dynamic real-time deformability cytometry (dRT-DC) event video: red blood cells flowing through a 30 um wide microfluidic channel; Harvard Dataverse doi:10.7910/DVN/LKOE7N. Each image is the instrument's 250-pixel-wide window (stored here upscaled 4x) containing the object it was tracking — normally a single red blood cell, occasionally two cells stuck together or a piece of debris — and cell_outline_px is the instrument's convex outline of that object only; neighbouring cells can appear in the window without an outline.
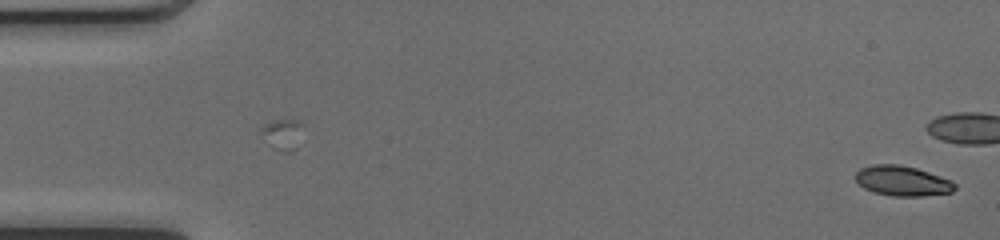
{"species": "common noctule bat (a hibernating species)", "species_latin": "Nyctalus noctula", "temperature_condition": "cold", "stored_images_in_passage": 51, "camera_frame_rate_fps": 3000, "um_per_image_px": 0.085, "animal": {"sex": "female", "body_mass_g": 17.0, "forearm_length_mm": 48.0}, "frame": {"image": 1, "passage_image": 1, "time_ms": 0.0, "image_size_px": [1000, 240], "cell_outline_px": [[956, 188], [952, 192], [920, 196], [892, 196], [876, 192], [864, 188], [856, 180], [856, 172], [860, 168], [872, 164], [900, 164], [916, 168], [952, 180], [956, 184]], "centroid_in_image_um": [76.71, 15.36], "position_along_channel_um": 8.3, "area_um2": 17.34}}
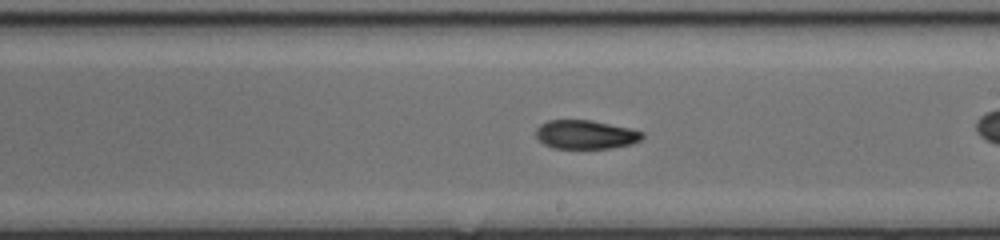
{"frame": {"image": 2, "passage_image": 29, "time_ms": 9.333, "image_size_px": [1000, 240], "cell_outline_px": [[644, 136], [640, 140], [632, 144], [612, 148], [552, 148], [544, 144], [536, 136], [536, 128], [540, 124], [548, 120], [592, 120], [632, 128], [644, 132]], "centroid_in_image_um": [49.8, 11.43], "position_along_channel_um": 239.2, "area_um2": 18.03}}
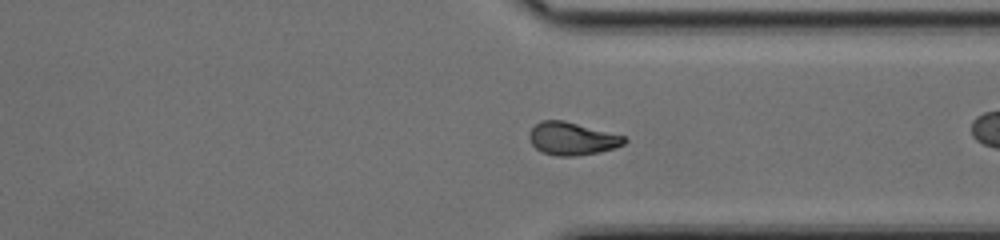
{"frame": {"image": 3, "passage_image": 38, "time_ms": 12.333, "image_size_px": [1000, 240], "cell_outline_px": [[628, 140], [624, 144], [616, 148], [600, 152], [576, 156], [556, 156], [540, 152], [528, 140], [528, 132], [540, 120], [564, 120], [624, 136]], "centroid_in_image_um": [48.6, 11.79], "position_along_channel_um": 362.8, "area_um2": 18.38}, "authors_computed_cell_mechanics": {"area_um2": 18.1492, "velocity_mm_per_s": 4.1193, "shape_relaxation_time_tau1_ms": null, "shape_relaxation_time_tau2_ms": 2.6023, "deformation_change_tau1": null, "deformation_change_tau2": 0.0671}}